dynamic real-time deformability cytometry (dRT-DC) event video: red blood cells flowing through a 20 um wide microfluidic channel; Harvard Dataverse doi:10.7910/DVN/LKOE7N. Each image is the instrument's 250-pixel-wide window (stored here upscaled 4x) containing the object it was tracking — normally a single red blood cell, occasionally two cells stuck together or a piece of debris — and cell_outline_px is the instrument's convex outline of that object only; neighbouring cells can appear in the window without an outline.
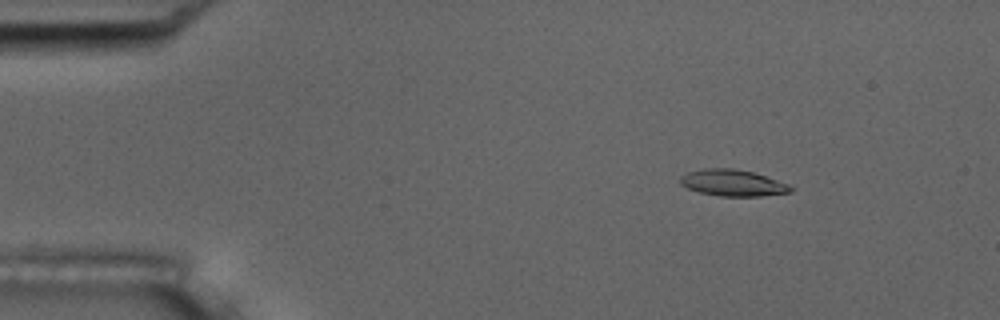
{"species": "common noctule bat (a hibernating species)", "species_latin": "Nyctalus noctula", "temperature_condition": "room temperature", "stored_images_in_passage": 55, "camera_frame_rate_fps": 3000, "um_per_image_px": 0.085, "animal": {"sex": "male", "body_mass_g": 17.5, "forearm_length_mm": 52.3}, "frame": {"image": 1, "passage_image": 7, "time_ms": 2.0, "image_size_px": [1000, 320], "cell_outline_px": [[792, 192], [760, 196], [720, 196], [700, 192], [688, 188], [680, 184], [680, 176], [688, 172], [704, 168], [732, 168], [752, 172], [788, 184], [792, 188]], "centroid_in_image_um": [62.25, 15.54], "position_along_channel_um": 22.7, "area_um2": 16.82}}
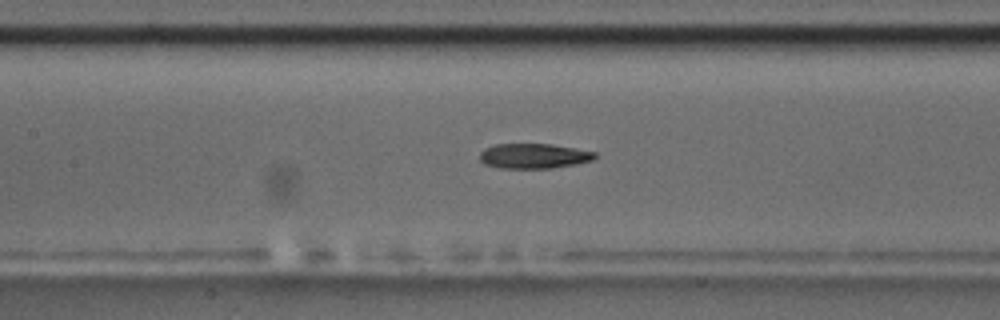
{"frame": {"image": 2, "passage_image": 25, "time_ms": 8.0, "image_size_px": [1000, 320], "cell_outline_px": [[596, 156], [592, 160], [576, 164], [552, 168], [500, 168], [484, 164], [480, 160], [480, 152], [484, 148], [496, 144], [552, 144], [596, 152]], "centroid_in_image_um": [45.35, 13.26], "position_along_channel_um": 162.0, "area_um2": 16.76}}
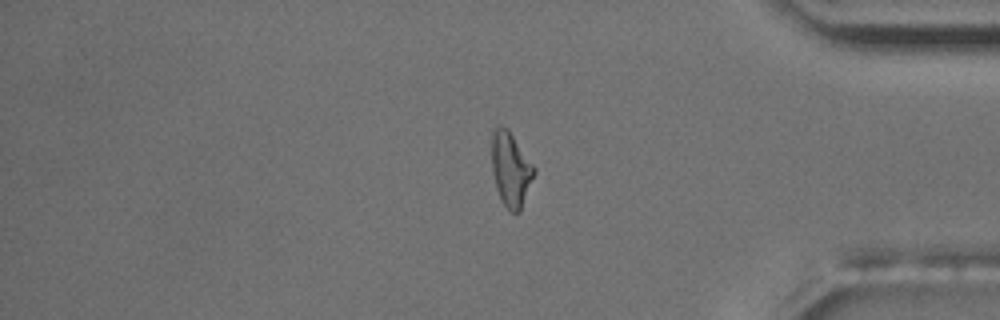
{"frame": {"image": 3, "passage_image": 46, "time_ms": 15.0, "image_size_px": [1000, 320], "cell_outline_px": [[536, 172], [520, 212], [508, 212], [500, 200], [496, 188], [492, 172], [492, 136], [496, 124], [508, 128], [536, 168]], "centroid_in_image_um": [43.42, 14.41], "position_along_channel_um": 391.8, "area_um2": 18.67}, "authors_computed_cell_mechanics": {"area_um2": 17.4556, "velocity_mm_per_s": 3.6152, "shape_relaxation_time_tau1_ms": 7.5085, "shape_relaxation_time_tau2_ms": 3.8561, "deformation_change_tau1": 0.2164, "deformation_change_tau2": 0.1287}}